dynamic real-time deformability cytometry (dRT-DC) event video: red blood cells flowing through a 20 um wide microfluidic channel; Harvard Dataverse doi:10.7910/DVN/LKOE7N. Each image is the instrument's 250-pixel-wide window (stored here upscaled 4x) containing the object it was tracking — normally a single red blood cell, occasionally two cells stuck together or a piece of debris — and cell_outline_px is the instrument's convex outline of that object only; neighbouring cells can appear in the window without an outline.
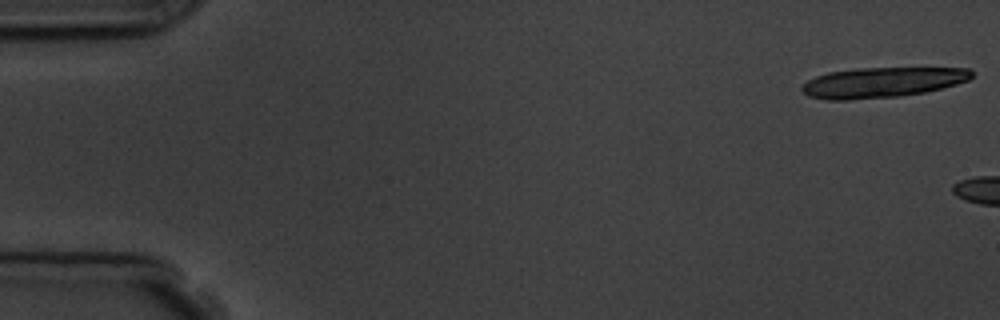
{"species": "common noctule bat (a hibernating species)", "species_latin": "Nyctalus noctula", "temperature_condition": "room temperature", "stored_images_in_passage": 2, "camera_frame_rate_fps": 3000, "um_per_image_px": 0.085, "animal": {"sex": "male", "body_mass_g": 19.5, "forearm_length_mm": 54.6}, "frame": {"image": 1, "passage_image": 1, "time_ms": 0.0, "image_size_px": [1000, 320], "cell_outline_px": [[972, 76], [968, 80], [956, 84], [924, 92], [900, 96], [848, 100], [828, 100], [808, 96], [800, 88], [808, 80], [816, 76], [828, 72], [860, 68], [968, 68], [972, 72]], "centroid_in_image_um": [74.95, 7.0], "position_along_channel_um": 10.0, "area_um2": 29.71}}